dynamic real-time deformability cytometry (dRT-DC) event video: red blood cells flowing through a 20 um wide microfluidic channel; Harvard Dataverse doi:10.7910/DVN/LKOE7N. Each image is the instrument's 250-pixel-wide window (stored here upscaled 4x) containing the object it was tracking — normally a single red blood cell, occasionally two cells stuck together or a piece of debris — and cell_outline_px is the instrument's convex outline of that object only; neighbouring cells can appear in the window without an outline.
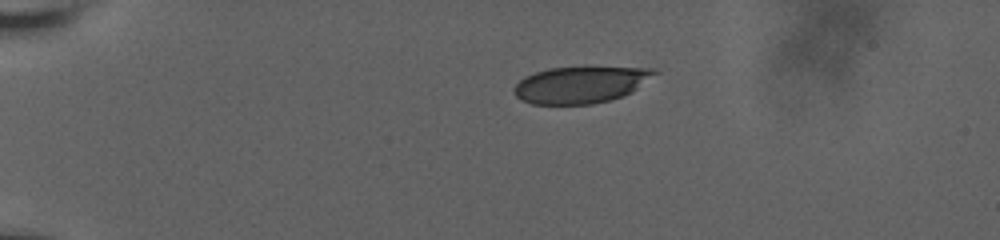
{"species": "human", "species_latin": "Homo sapiens", "temperature_condition": "room temperature", "stored_images_in_passage": 46, "camera_frame_rate_fps": 3000, "um_per_image_px": 0.085, "donor": {"sex": "male"}, "frame": {"image": 1, "passage_image": 1, "time_ms": 0.0, "image_size_px": [1000, 240], "cell_outline_px": [[660, 72], [632, 92], [624, 96], [592, 104], [532, 104], [520, 100], [512, 92], [512, 88], [524, 76], [548, 68], [584, 64], [652, 68]], "centroid_in_image_um": [49.38, 7.14], "position_along_channel_um": 35.6, "area_um2": 31.39}}
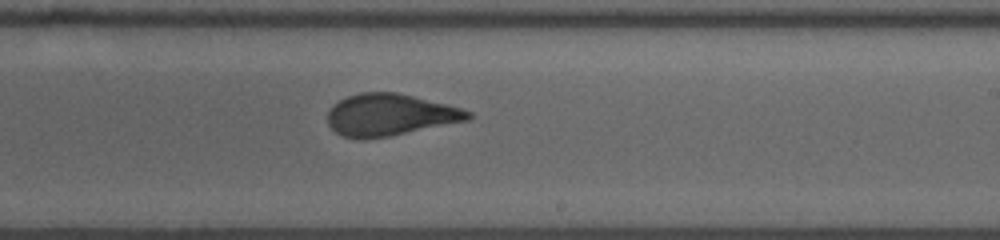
{"frame": {"image": 2, "passage_image": 25, "time_ms": 8.0, "image_size_px": [1000, 240], "cell_outline_px": [[472, 116], [468, 120], [388, 136], [344, 136], [336, 132], [328, 124], [328, 112], [340, 100], [348, 96], [360, 92], [396, 92], [448, 104], [472, 112]], "centroid_in_image_um": [33.19, 9.72], "position_along_channel_um": 255.8, "area_um2": 33.29}}
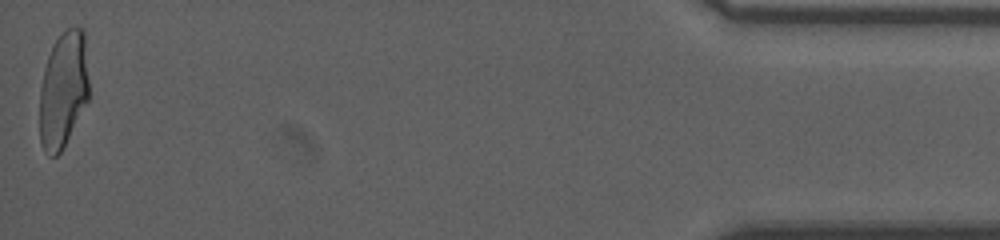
{"frame": {"image": 3, "passage_image": 46, "time_ms": 15.0, "image_size_px": [1000, 240], "cell_outline_px": [[88, 100], [60, 152], [56, 156], [48, 156], [44, 152], [40, 144], [40, 88], [44, 68], [52, 44], [68, 28], [84, 28], [88, 80]], "centroid_in_image_um": [5.36, 7.64], "position_along_channel_um": 429.8, "area_um2": 33.23}, "authors_computed_cell_mechanics": {"area_um2": 34.1887, "velocity_mm_per_s": 3.668, "shape_relaxation_time_tau1_ms": 7.7451, "shape_relaxation_time_tau2_ms": 0.7329, "deformation_change_tau1": 0.2553, "deformation_change_tau2": 0.0865}}